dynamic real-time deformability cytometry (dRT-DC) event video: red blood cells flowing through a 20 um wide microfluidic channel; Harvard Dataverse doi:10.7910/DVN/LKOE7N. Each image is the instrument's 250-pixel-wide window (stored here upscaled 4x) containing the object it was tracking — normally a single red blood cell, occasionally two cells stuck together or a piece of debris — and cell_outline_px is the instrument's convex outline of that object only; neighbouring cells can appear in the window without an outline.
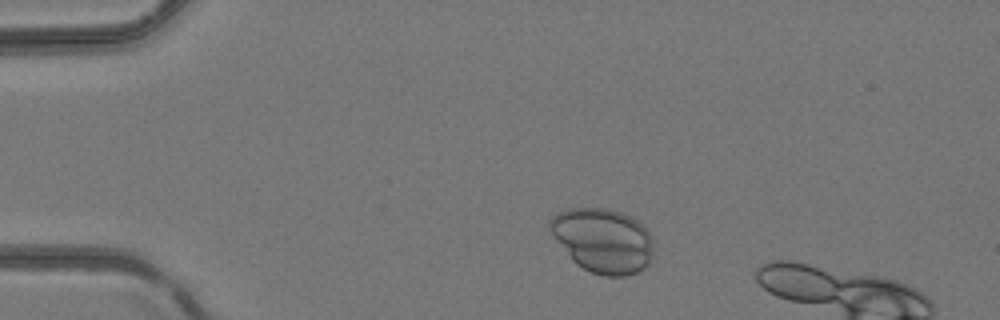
{"species": "common noctule bat (a hibernating species)", "species_latin": "Nyctalus noctula", "temperature_condition": "room temperature", "stored_images_in_passage": 10, "camera_frame_rate_fps": 3000, "um_per_image_px": 0.085, "animal": {"sex": "female", "body_mass_g": 24.6, "forearm_length_mm": 56.2}, "frame": {"image": 1, "passage_image": 4, "time_ms": 1.0, "image_size_px": [1000, 320], "cell_outline_px": [[652, 252], [648, 264], [640, 272], [624, 276], [604, 276], [592, 272], [576, 264], [572, 260], [556, 240], [548, 224], [548, 220], [552, 216], [568, 208], [604, 208], [620, 212], [636, 220], [648, 232], [652, 240]], "centroid_in_image_um": [51.23, 20.44], "position_along_channel_um": 33.8, "area_um2": 38.55}}